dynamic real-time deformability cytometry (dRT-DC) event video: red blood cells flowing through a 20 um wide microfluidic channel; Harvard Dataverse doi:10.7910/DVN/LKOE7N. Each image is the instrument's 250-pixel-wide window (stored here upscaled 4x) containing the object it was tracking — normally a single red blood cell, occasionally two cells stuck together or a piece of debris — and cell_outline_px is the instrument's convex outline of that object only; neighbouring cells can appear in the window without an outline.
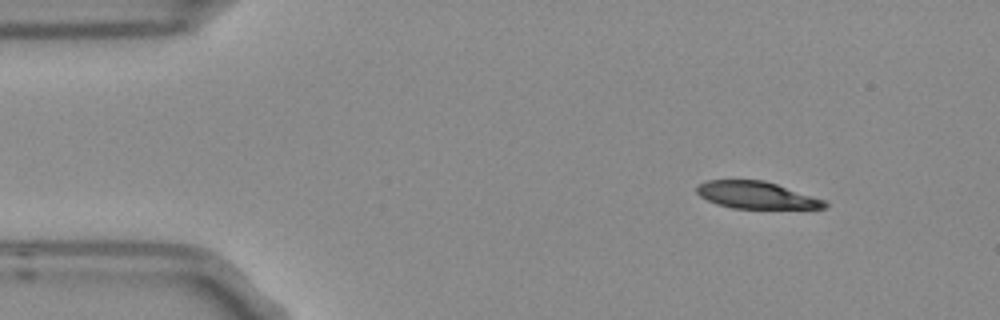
{"species": "Egyptian fruit bat (a non-hibernating species)", "species_latin": "Rousettus aegyptiacus", "temperature_condition": "room temperature", "stored_images_in_passage": 7, "camera_frame_rate_fps": 3000, "um_per_image_px": 0.085, "frame": {"image": 1, "passage_image": 1, "time_ms": 0.0, "image_size_px": [1000, 320], "cell_outline_px": [[828, 204], [824, 208], [732, 208], [716, 204], [700, 196], [696, 192], [696, 188], [700, 184], [708, 180], [764, 180], [824, 200]], "centroid_in_image_um": [64.25, 16.58], "position_along_channel_um": 20.8, "area_um2": 19.83}}
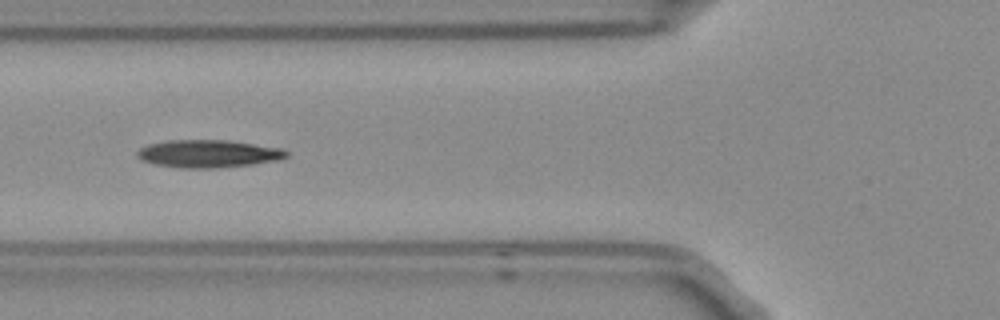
{"frame": {"image": 2, "passage_image": 4, "time_ms": 1.0, "image_size_px": [1000, 320], "cell_outline_px": [[288, 156], [276, 160], [252, 164], [220, 168], [180, 168], [152, 164], [140, 160], [136, 156], [136, 152], [140, 148], [148, 144], [168, 140], [228, 140], [280, 148], [288, 152]], "centroid_in_image_um": [17.63, 13.07], "position_along_channel_um": 108.2, "area_um2": 24.16}}
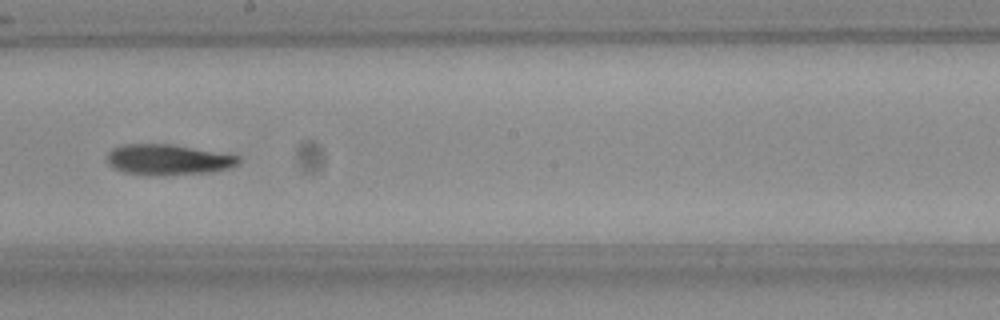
{"frame": {"image": 3, "passage_image": 7, "time_ms": 2.0, "image_size_px": [1000, 320], "cell_outline_px": [[240, 164], [232, 168], [212, 172], [168, 176], [148, 176], [124, 172], [112, 168], [108, 164], [108, 152], [112, 148], [124, 144], [168, 144], [240, 156]], "centroid_in_image_um": [14.29, 13.6], "position_along_channel_um": 233.9, "area_um2": 23.81}}